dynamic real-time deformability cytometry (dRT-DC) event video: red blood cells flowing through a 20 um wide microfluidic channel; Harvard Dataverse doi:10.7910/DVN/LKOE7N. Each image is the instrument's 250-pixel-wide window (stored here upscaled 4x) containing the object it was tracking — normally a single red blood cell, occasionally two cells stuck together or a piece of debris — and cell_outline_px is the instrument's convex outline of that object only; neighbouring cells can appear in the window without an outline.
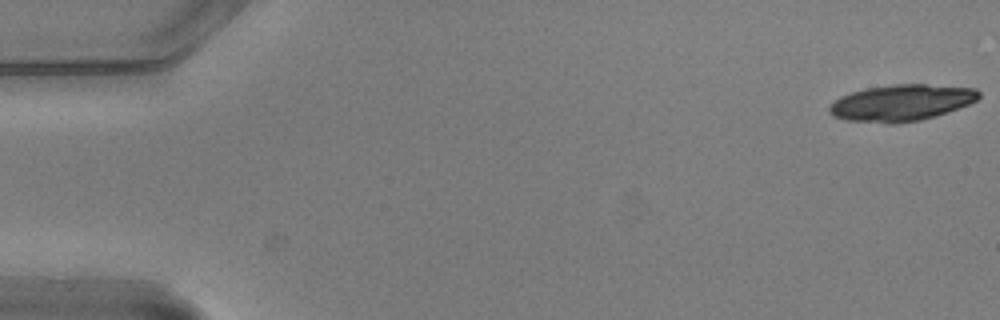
{"species": "common noctule bat (a hibernating species)", "species_latin": "Nyctalus noctula", "temperature_condition": "warm", "stored_images_in_passage": 52, "camera_frame_rate_fps": 3000, "um_per_image_px": 0.085, "animal": {"sex": "male", "body_mass_g": 20.5, "forearm_length_mm": 52.5}, "frame": {"image": 1, "passage_image": 1, "time_ms": 0.0, "image_size_px": [1000, 320], "cell_outline_px": [[980, 96], [976, 100], [968, 104], [936, 116], [920, 120], [896, 124], [888, 124], [844, 120], [832, 116], [828, 112], [828, 108], [840, 96], [852, 92], [868, 88], [892, 84], [924, 84], [976, 88], [980, 92]], "centroid_in_image_um": [76.59, 8.74], "position_along_channel_um": 8.4, "area_um2": 31.79}}